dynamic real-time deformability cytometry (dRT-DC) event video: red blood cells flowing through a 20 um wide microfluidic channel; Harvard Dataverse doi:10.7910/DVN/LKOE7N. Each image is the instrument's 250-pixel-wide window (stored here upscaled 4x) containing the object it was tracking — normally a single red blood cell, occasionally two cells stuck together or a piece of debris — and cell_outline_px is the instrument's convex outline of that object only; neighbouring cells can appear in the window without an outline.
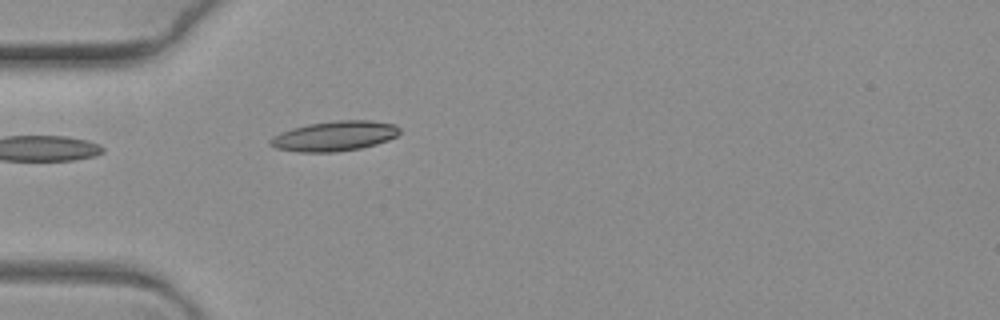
{"species": "common noctule bat (a hibernating species)", "species_latin": "Nyctalus noctula", "temperature_condition": "warm", "stored_images_in_passage": 5, "camera_frame_rate_fps": 3000, "um_per_image_px": 0.085, "animal": {"sex": "female", "body_mass_g": 19.3, "forearm_length_mm": 54.1}, "frame": {"image": 1, "passage_image": 5, "time_ms": 1.333, "image_size_px": [1000, 320], "cell_outline_px": [[400, 132], [396, 136], [388, 140], [376, 144], [360, 148], [336, 152], [296, 152], [276, 148], [268, 144], [268, 140], [272, 136], [280, 132], [292, 128], [308, 124], [336, 120], [372, 120], [396, 124], [400, 128]], "centroid_in_image_um": [28.42, 11.56], "position_along_channel_um": 56.6, "area_um2": 22.83}}